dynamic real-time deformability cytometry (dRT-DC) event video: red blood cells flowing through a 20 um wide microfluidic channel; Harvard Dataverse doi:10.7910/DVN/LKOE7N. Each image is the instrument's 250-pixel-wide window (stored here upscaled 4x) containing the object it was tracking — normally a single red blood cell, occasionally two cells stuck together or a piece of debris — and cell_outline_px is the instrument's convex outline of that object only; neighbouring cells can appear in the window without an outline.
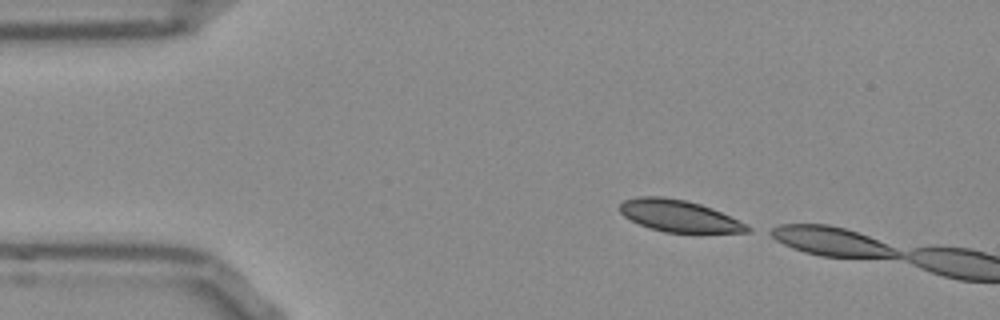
{"species": "Egyptian fruit bat (a non-hibernating species)", "species_latin": "Rousettus aegyptiacus", "temperature_condition": "room temperature", "stored_images_in_passage": 4, "camera_frame_rate_fps": 3000, "um_per_image_px": 0.085, "frame": {"image": 1, "passage_image": 1, "time_ms": 0.0, "image_size_px": [1000, 320], "cell_outline_px": [[756, 228], [752, 232], [664, 232], [648, 228], [624, 216], [620, 212], [620, 204], [624, 200], [640, 196], [664, 196], [684, 200], [700, 204], [712, 208], [748, 224]], "centroid_in_image_um": [57.76, 18.35], "position_along_channel_um": 27.2, "area_um2": 23.64}}